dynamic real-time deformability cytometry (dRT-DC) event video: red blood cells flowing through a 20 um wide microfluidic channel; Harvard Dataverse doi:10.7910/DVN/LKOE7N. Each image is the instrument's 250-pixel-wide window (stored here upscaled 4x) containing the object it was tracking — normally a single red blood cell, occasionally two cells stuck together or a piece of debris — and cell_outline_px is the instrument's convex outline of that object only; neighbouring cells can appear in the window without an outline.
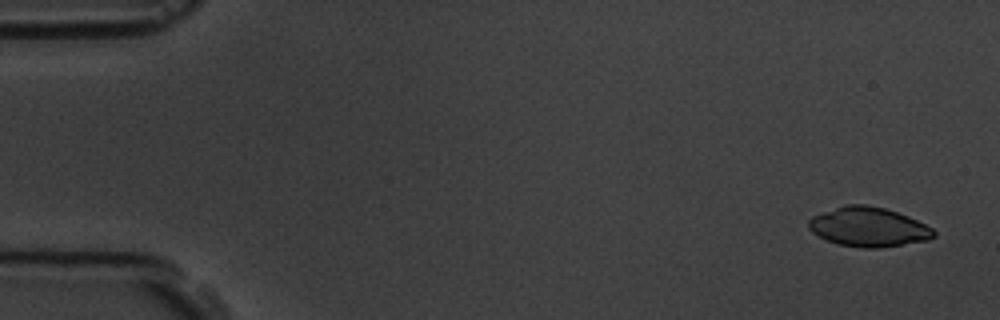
{"species": "common noctule bat (a hibernating species)", "species_latin": "Nyctalus noctula", "temperature_condition": "room temperature", "stored_images_in_passage": 5, "camera_frame_rate_fps": 3000, "um_per_image_px": 0.085, "animal": {"sex": "male", "body_mass_g": 19.5, "forearm_length_mm": 54.6}, "frame": {"image": 1, "passage_image": 1, "time_ms": 0.0, "image_size_px": [1000, 320], "cell_outline_px": [[936, 236], [928, 240], [880, 248], [860, 248], [836, 244], [812, 232], [808, 228], [808, 220], [812, 216], [844, 204], [864, 204], [884, 208], [908, 216], [932, 228], [936, 232]], "centroid_in_image_um": [73.81, 19.3], "position_along_channel_um": 11.2, "area_um2": 28.78}}